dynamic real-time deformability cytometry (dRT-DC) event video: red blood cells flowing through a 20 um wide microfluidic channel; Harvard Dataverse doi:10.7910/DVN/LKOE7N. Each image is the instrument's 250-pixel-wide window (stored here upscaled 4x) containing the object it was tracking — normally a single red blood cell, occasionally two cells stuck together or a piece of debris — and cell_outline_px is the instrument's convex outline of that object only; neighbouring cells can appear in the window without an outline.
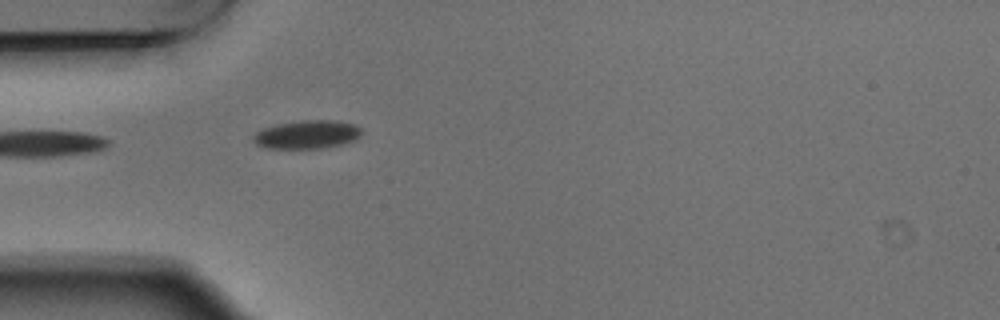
{"species": "Egyptian fruit bat (a non-hibernating species)", "species_latin": "Rousettus aegyptiacus", "temperature_condition": "warm", "stored_images_in_passage": 5, "segment_of_instrument_passage": [2, 2], "camera_frame_rate_fps": 3000, "um_per_image_px": 0.085, "animal": {"sex": "male"}, "frame": {"image": 1, "passage_image": 5, "time_ms": 1.333, "image_size_px": [1000, 320], "cell_outline_px": [[364, 132], [356, 140], [340, 144], [320, 148], [264, 148], [256, 144], [252, 140], [252, 136], [256, 132], [264, 128], [276, 124], [300, 120], [336, 120], [352, 124], [360, 128]], "centroid_in_image_um": [26.08, 11.42], "position_along_channel_um": 58.9, "area_um2": 17.98}}